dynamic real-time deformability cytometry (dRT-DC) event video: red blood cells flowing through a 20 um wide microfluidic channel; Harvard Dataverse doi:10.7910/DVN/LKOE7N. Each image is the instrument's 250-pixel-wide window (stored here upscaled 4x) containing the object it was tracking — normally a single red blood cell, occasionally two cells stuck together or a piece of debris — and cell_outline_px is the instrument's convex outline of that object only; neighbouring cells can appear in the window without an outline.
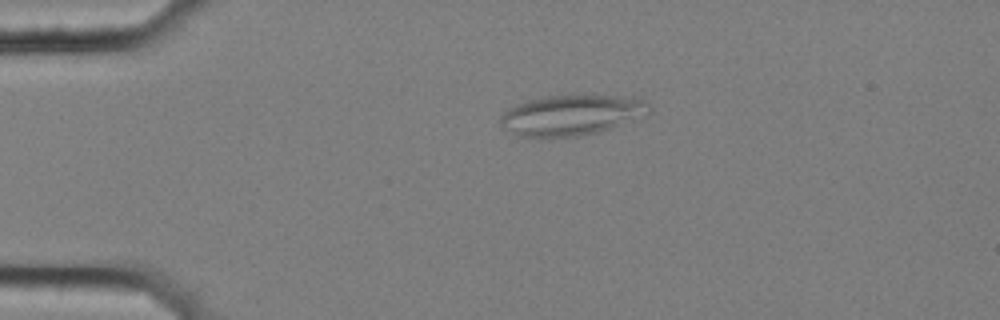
{"species": "common noctule bat (a hibernating species)", "species_latin": "Nyctalus noctula", "temperature_condition": "cold", "stored_images_in_passage": 57, "segment_of_instrument_passage": [1, 2], "camera_frame_rate_fps": 3000, "um_per_image_px": 0.085, "animal": {"sex": "female", "body_mass_g": 25.1}, "frame": {"image": 1, "passage_image": 13, "time_ms": 4.0, "image_size_px": [1000, 320], "cell_outline_px": [[652, 112], [648, 116], [596, 132], [580, 136], [516, 136], [504, 128], [500, 124], [500, 116], [508, 108], [524, 100], [540, 96], [640, 96], [648, 100], [652, 108]], "centroid_in_image_um": [48.65, 9.75], "position_along_channel_um": 36.4, "area_um2": 35.49}}